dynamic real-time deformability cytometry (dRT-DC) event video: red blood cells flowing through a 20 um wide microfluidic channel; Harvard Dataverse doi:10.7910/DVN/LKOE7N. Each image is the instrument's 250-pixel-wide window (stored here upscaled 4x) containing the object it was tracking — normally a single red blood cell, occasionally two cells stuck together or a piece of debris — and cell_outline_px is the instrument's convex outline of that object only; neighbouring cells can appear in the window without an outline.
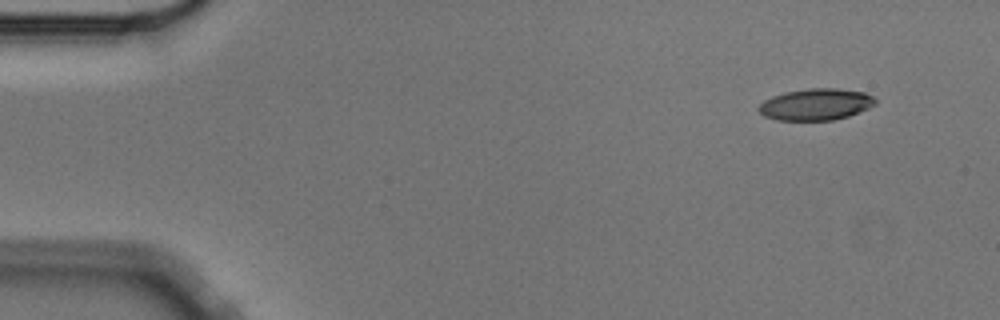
{"species": "Egyptian fruit bat (a non-hibernating species)", "species_latin": "Rousettus aegyptiacus", "temperature_condition": "cold", "stored_images_in_passage": 9, "camera_frame_rate_fps": 3000, "um_per_image_px": 0.085, "animal": {"sex": "male"}, "frame": {"image": 1, "passage_image": 1, "time_ms": 0.0, "image_size_px": [1000, 320], "cell_outline_px": [[876, 104], [868, 108], [848, 116], [832, 120], [776, 120], [764, 116], [756, 108], [764, 100], [772, 96], [784, 92], [808, 88], [836, 88], [864, 92], [872, 96], [876, 100]], "centroid_in_image_um": [69.32, 8.87], "position_along_channel_um": 15.7, "area_um2": 21.5}}
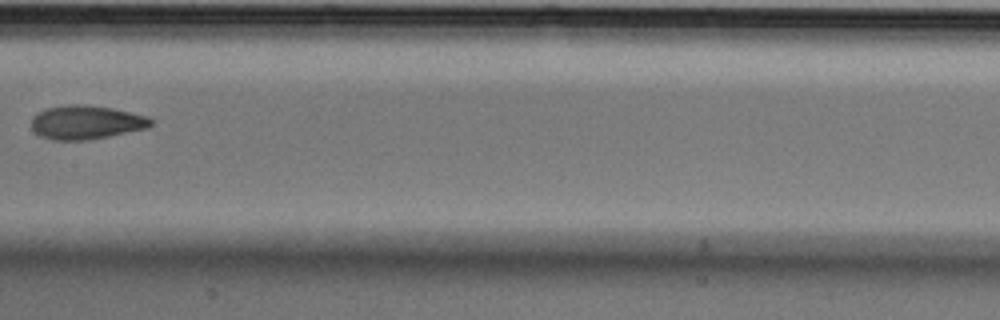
{"frame": {"image": 2, "passage_image": 7, "time_ms": 2.0, "image_size_px": [1000, 320], "cell_outline_px": [[152, 124], [148, 128], [88, 140], [52, 140], [40, 136], [32, 128], [32, 116], [48, 108], [68, 104], [80, 104], [112, 108], [148, 116], [152, 120]], "centroid_in_image_um": [7.33, 10.4], "position_along_channel_um": 200.1, "area_um2": 23.41}}
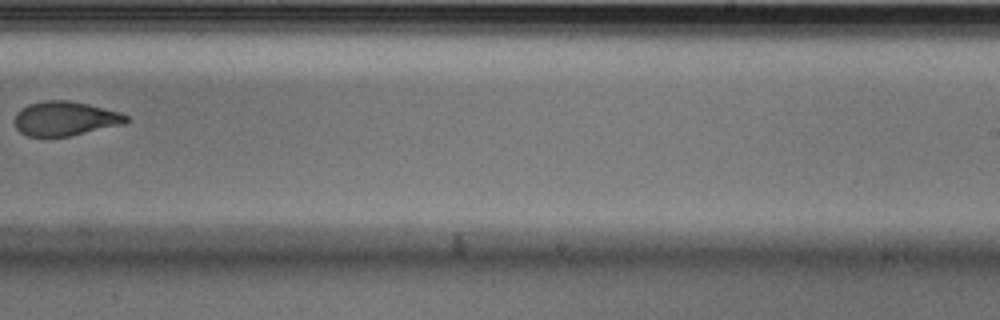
{"frame": {"image": 3, "passage_image": 9, "time_ms": 2.667, "image_size_px": [1000, 320], "cell_outline_px": [[128, 120], [124, 124], [68, 136], [28, 136], [20, 132], [16, 128], [16, 112], [20, 108], [28, 104], [48, 100], [68, 100], [88, 104], [120, 112], [128, 116]], "centroid_in_image_um": [5.53, 10.07], "position_along_channel_um": 283.5, "area_um2": 22.14}}